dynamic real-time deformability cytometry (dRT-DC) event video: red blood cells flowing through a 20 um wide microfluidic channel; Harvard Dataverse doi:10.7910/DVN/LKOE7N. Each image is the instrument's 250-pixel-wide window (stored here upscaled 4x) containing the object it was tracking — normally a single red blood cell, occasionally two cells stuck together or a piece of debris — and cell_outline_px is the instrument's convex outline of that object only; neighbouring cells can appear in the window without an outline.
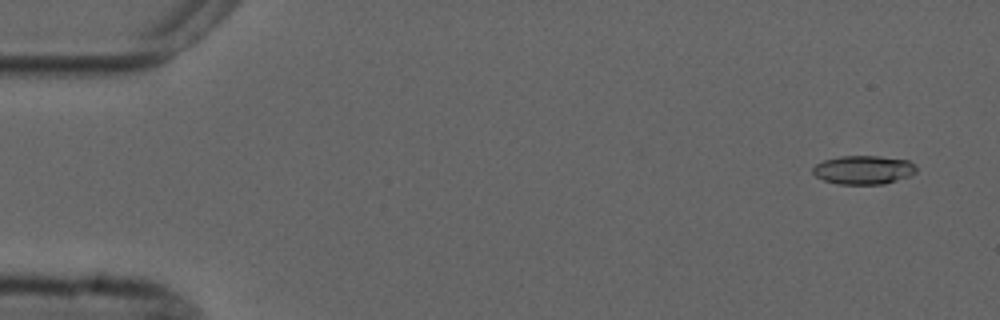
{"species": "common noctule bat (a hibernating species)", "species_latin": "Nyctalus noctula", "temperature_condition": "cold", "stored_images_in_passage": 6, "camera_frame_rate_fps": 3000, "um_per_image_px": 0.085, "animal": {"sex": "male", "forearm_length_mm": 52.5}, "frame": {"image": 1, "passage_image": 1, "time_ms": 0.0, "image_size_px": [1000, 320], "cell_outline_px": [[916, 172], [908, 176], [884, 184], [836, 184], [824, 180], [816, 176], [812, 172], [812, 168], [816, 164], [824, 160], [840, 156], [880, 156], [908, 160], [916, 164]], "centroid_in_image_um": [73.39, 14.43], "position_along_channel_um": 11.6, "area_um2": 17.34}}
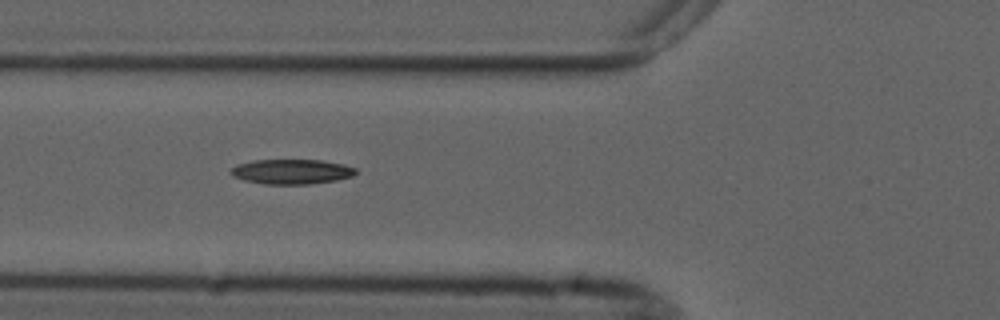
{"frame": {"image": 2, "passage_image": 5, "time_ms": 5.667, "image_size_px": [1000, 320], "cell_outline_px": [[356, 172], [352, 176], [336, 180], [308, 184], [264, 184], [244, 180], [232, 176], [232, 168], [236, 164], [252, 160], [320, 160], [344, 164], [356, 168]], "centroid_in_image_um": [24.78, 14.58], "position_along_channel_um": 101.0, "area_um2": 18.03}}
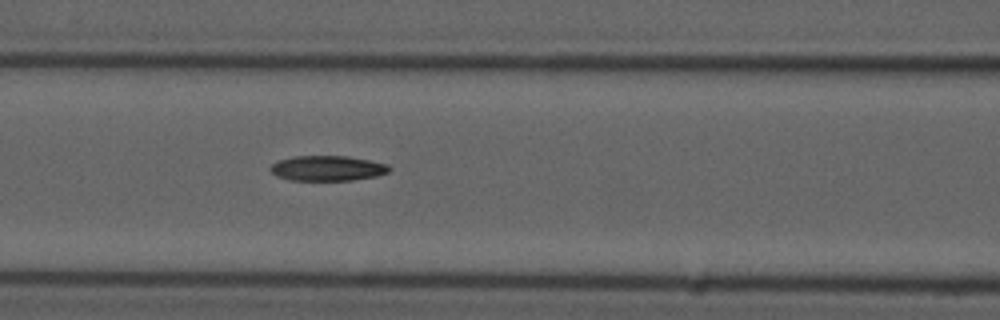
{"frame": {"image": 3, "passage_image": 6, "time_ms": 6.667, "image_size_px": [1000, 320], "cell_outline_px": [[392, 168], [388, 172], [376, 176], [352, 180], [292, 180], [276, 176], [268, 168], [276, 160], [292, 156], [348, 156], [388, 164]], "centroid_in_image_um": [27.81, 14.29], "position_along_channel_um": 138.8, "area_um2": 17.51}}